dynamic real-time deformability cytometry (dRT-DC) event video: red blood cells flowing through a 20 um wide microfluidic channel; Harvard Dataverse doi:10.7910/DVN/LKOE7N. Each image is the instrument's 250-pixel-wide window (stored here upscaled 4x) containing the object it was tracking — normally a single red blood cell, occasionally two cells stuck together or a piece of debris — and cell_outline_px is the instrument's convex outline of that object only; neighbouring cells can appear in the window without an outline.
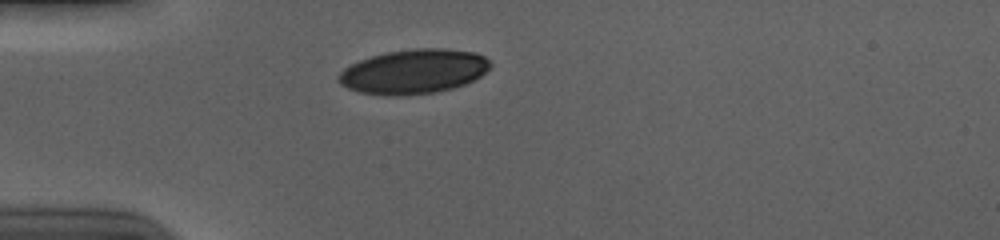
{"species": "human", "species_latin": "Homo sapiens", "temperature_condition": "cold", "stored_images_in_passage": 34, "camera_frame_rate_fps": 3000, "um_per_image_px": 0.085, "donor": {"sex": "male"}, "frame": {"image": 1, "passage_image": 1, "time_ms": 0.0, "image_size_px": [1000, 240], "cell_outline_px": [[492, 64], [480, 76], [464, 84], [452, 88], [436, 92], [400, 96], [384, 96], [360, 92], [348, 88], [340, 84], [336, 76], [344, 68], [360, 60], [372, 56], [388, 52], [416, 48], [444, 48], [472, 52], [484, 56]], "centroid_in_image_um": [35.13, 6.09], "position_along_channel_um": 49.9, "area_um2": 39.19}}
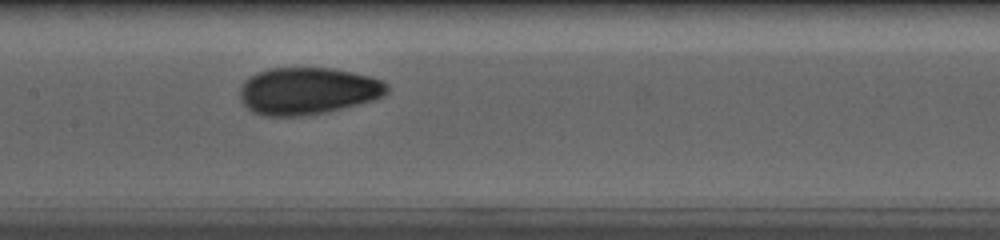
{"frame": {"image": 2, "passage_image": 13, "time_ms": 4.0, "image_size_px": [1000, 240], "cell_outline_px": [[388, 92], [372, 100], [324, 112], [300, 116], [264, 116], [252, 112], [240, 100], [240, 88], [244, 80], [256, 72], [268, 68], [332, 68], [372, 76], [388, 84]], "centroid_in_image_um": [26.11, 7.72], "position_along_channel_um": 181.3, "area_um2": 40.29}}
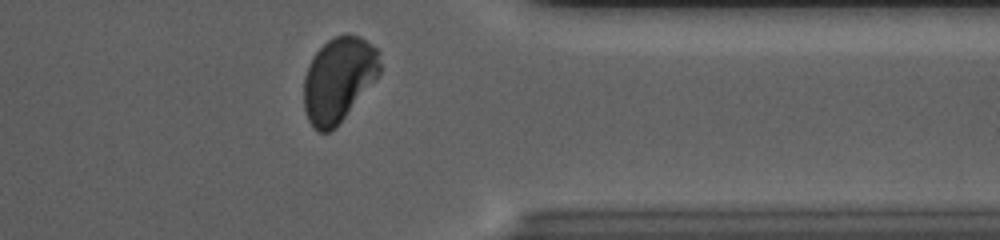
{"frame": {"image": 3, "passage_image": 30, "time_ms": 9.667, "image_size_px": [1000, 240], "cell_outline_px": [[380, 72], [376, 80], [336, 128], [328, 132], [320, 132], [312, 128], [308, 120], [304, 108], [304, 76], [308, 64], [316, 52], [328, 40], [336, 36], [360, 36], [372, 44], [380, 52]], "centroid_in_image_um": [28.79, 6.79], "position_along_channel_um": 382.6, "area_um2": 37.74}, "authors_computed_cell_mechanics": {"area_um2": 39.3329, "velocity_mm_per_s": 3.7013, "shape_relaxation_time_tau1_ms": 4.5025, "shape_relaxation_time_tau2_ms": 1.0003, "deformation_change_tau1": 0.145, "deformation_change_tau2": 0.0451}}